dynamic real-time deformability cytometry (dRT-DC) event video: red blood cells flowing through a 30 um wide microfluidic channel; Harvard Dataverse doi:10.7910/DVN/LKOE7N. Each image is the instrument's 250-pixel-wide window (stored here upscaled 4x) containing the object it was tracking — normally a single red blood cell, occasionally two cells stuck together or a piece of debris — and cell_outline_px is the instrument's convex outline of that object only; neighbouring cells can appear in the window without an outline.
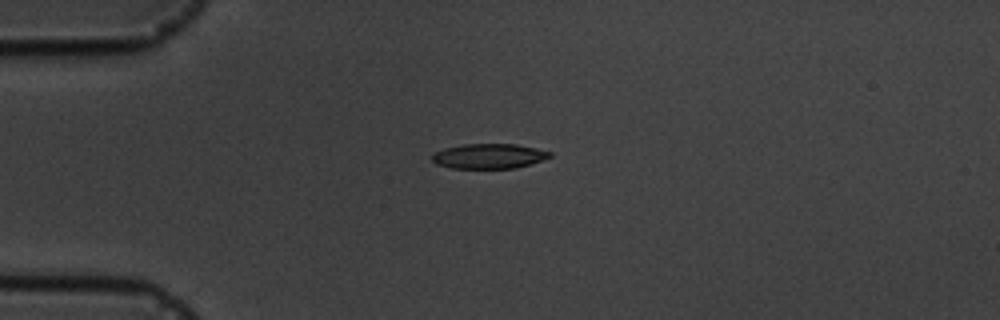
{"species": "common noctule bat (a hibernating species)", "species_latin": "Nyctalus noctula", "temperature_condition": "cold", "stored_images_in_passage": 8, "camera_frame_rate_fps": 3000, "um_per_image_px": 0.085, "animal": {"sex": "male", "body_mass_g": 19.5, "forearm_length_mm": 54.6}, "frame": {"image": 1, "passage_image": 1, "time_ms": 0.0, "image_size_px": [1000, 320], "cell_outline_px": [[552, 156], [516, 168], [452, 168], [436, 164], [432, 160], [432, 156], [436, 152], [444, 148], [464, 144], [516, 144], [536, 148], [552, 152]], "centroid_in_image_um": [41.55, 13.26], "position_along_channel_um": 43.4, "area_um2": 16.94}}
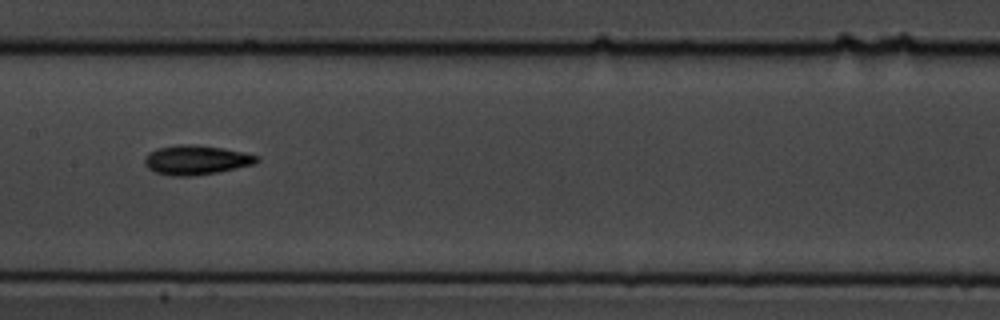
{"frame": {"image": 2, "passage_image": 5, "time_ms": 4.667, "image_size_px": [1000, 320], "cell_outline_px": [[260, 160], [252, 164], [216, 172], [192, 176], [172, 176], [156, 172], [148, 168], [144, 164], [144, 160], [148, 152], [156, 148], [180, 144], [192, 144], [224, 148], [244, 152], [260, 156]], "centroid_in_image_um": [16.65, 13.58], "position_along_channel_um": 190.8, "area_um2": 19.19}}
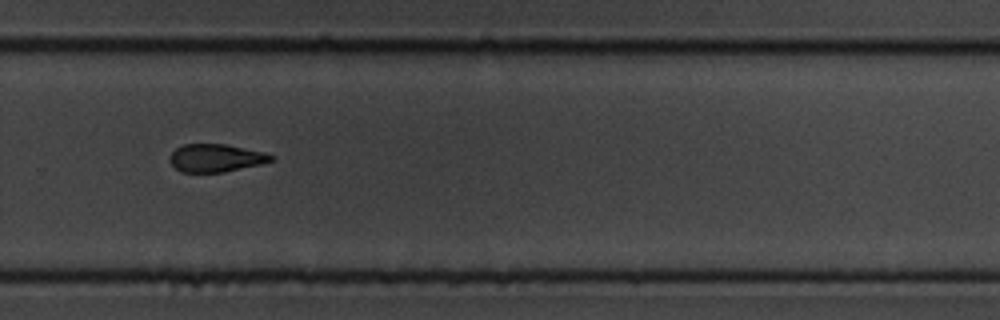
{"frame": {"image": 3, "passage_image": 8, "time_ms": 8.0, "image_size_px": [1000, 320], "cell_outline_px": [[276, 160], [260, 164], [224, 172], [180, 172], [168, 160], [168, 156], [176, 148], [184, 144], [224, 144], [264, 152], [276, 156]], "centroid_in_image_um": [18.35, 13.43], "position_along_channel_um": 311.5, "area_um2": 16.53}}